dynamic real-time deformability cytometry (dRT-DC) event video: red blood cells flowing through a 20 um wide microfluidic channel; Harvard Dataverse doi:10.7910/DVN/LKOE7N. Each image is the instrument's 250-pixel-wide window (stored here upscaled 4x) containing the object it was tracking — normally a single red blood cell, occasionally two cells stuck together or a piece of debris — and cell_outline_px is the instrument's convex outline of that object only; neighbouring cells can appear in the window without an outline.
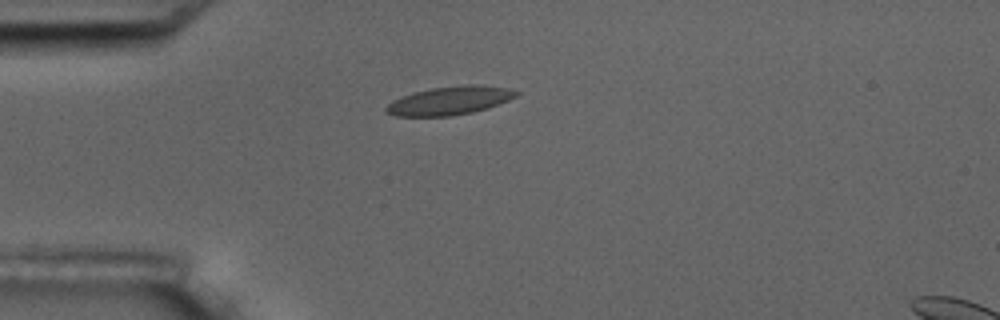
{"species": "common noctule bat (a hibernating species)", "species_latin": "Nyctalus noctula", "temperature_condition": "room temperature", "stored_images_in_passage": 12, "camera_frame_rate_fps": 3000, "um_per_image_px": 0.085, "animal": {"sex": "male", "body_mass_g": 17.5, "forearm_length_mm": 52.3}, "frame": {"image": 1, "passage_image": 3, "time_ms": 2.333, "image_size_px": [1000, 320], "cell_outline_px": [[520, 92], [516, 96], [508, 100], [488, 108], [472, 112], [452, 116], [396, 116], [384, 112], [384, 108], [392, 100], [412, 92], [432, 88], [468, 84], [484, 84], [508, 88]], "centroid_in_image_um": [38.21, 8.54], "position_along_channel_um": 46.8, "area_um2": 21.73}}
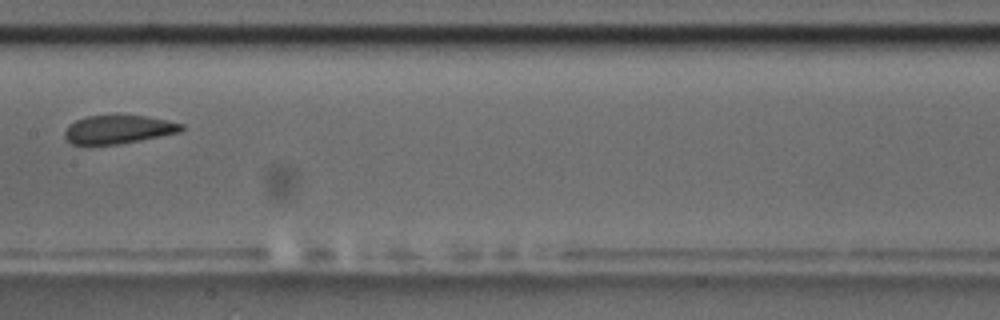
{"frame": {"image": 2, "passage_image": 7, "time_ms": 7.0, "image_size_px": [1000, 320], "cell_outline_px": [[184, 128], [180, 132], [120, 144], [72, 144], [64, 136], [64, 132], [68, 124], [76, 120], [88, 116], [148, 116], [168, 120], [184, 124]], "centroid_in_image_um": [10.07, 11.0], "position_along_channel_um": 197.3, "area_um2": 19.19}}
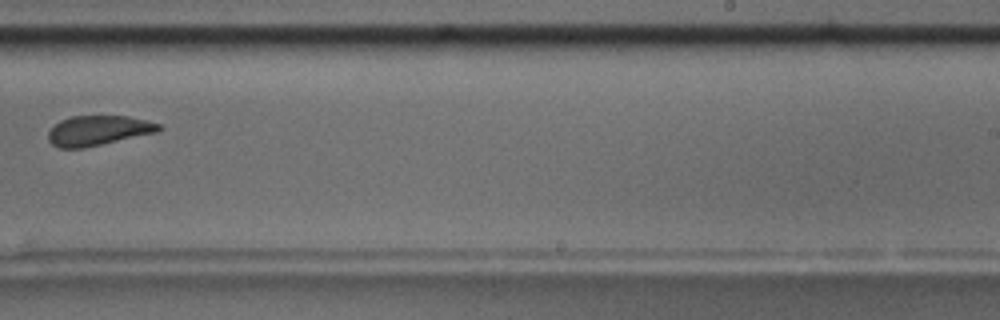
{"frame": {"image": 3, "passage_image": 9, "time_ms": 9.333, "image_size_px": [1000, 320], "cell_outline_px": [[164, 128], [160, 132], [84, 148], [60, 148], [52, 144], [48, 140], [48, 132], [60, 120], [72, 116], [128, 116], [160, 124]], "centroid_in_image_um": [8.39, 11.1], "position_along_channel_um": 280.6, "area_um2": 19.36}, "authors_computed_cell_mechanics": {"area_um2": 20.5768, "velocity_mm_per_s": 3.582, "shape_relaxation_time_tau1_ms": null, "shape_relaxation_time_tau2_ms": 1.7702, "deformation_change_tau1": null, "deformation_change_tau2": 0.0687}}